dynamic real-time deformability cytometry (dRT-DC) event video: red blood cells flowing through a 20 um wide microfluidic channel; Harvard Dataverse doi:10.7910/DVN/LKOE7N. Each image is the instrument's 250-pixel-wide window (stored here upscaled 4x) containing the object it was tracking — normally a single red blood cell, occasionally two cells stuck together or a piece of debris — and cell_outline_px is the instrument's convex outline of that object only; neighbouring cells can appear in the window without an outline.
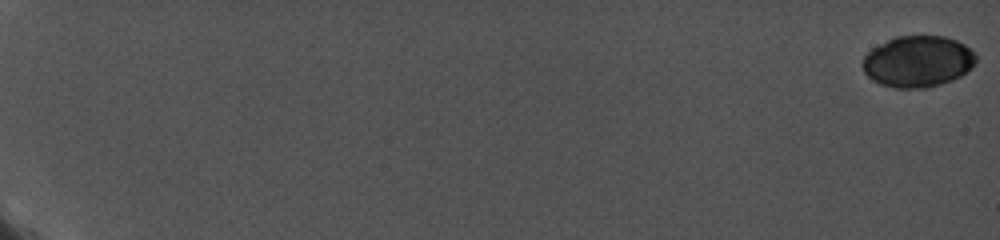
{"species": "common noctule bat (a hibernating species)", "species_latin": "Nyctalus noctula", "temperature_condition": "cold", "stored_images_in_passage": 29, "camera_frame_rate_fps": 5000, "um_per_image_px": 0.085, "animal": {"sex": "female", "body_mass_g": 19.0, "forearm_length_mm": 56.7}, "frame": {"image": 1, "passage_image": 1, "time_ms": 0.0, "image_size_px": [1000, 240], "cell_outline_px": [[976, 64], [972, 68], [960, 76], [952, 80], [928, 88], [892, 88], [880, 84], [872, 80], [864, 72], [864, 56], [872, 48], [896, 36], [944, 36], [956, 40], [964, 44], [976, 52]], "centroid_in_image_um": [78.05, 5.23], "position_along_channel_um": 7.0, "area_um2": 34.04}}